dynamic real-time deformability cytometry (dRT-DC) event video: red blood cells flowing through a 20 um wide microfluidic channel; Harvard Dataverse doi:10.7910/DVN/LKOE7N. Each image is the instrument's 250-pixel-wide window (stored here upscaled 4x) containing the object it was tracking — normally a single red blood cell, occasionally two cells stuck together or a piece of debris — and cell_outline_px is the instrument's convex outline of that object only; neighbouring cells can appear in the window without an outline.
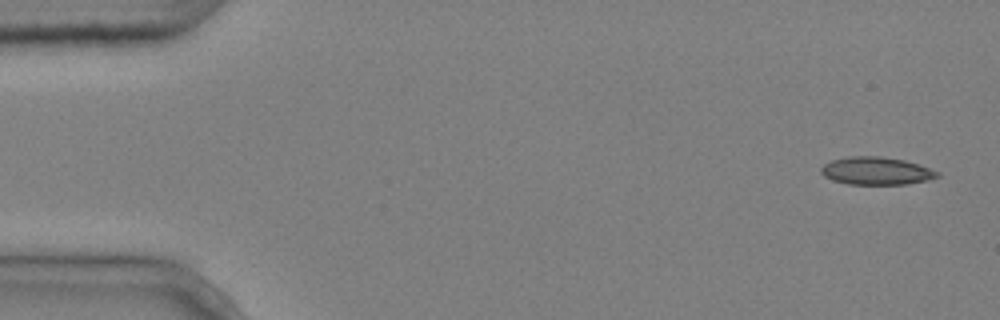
{"species": "common noctule bat (a hibernating species)", "species_latin": "Nyctalus noctula", "temperature_condition": "cold", "stored_images_in_passage": 5, "camera_frame_rate_fps": 3000, "um_per_image_px": 0.085, "animal": {"sex": "male", "body_mass_g": 20.4}, "frame": {"image": 1, "passage_image": 1, "time_ms": 0.0, "image_size_px": [1000, 320], "cell_outline_px": [[940, 176], [928, 180], [908, 184], [848, 184], [832, 180], [824, 176], [820, 172], [820, 168], [824, 164], [832, 160], [848, 156], [880, 156], [904, 160], [940, 172]], "centroid_in_image_um": [74.46, 14.53], "position_along_channel_um": 10.5, "area_um2": 18.79}}